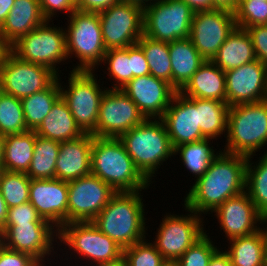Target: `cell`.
I'll return each mask as SVG.
<instances>
[{"label":"cell","instance_id":"1","mask_svg":"<svg viewBox=\"0 0 267 266\" xmlns=\"http://www.w3.org/2000/svg\"><path fill=\"white\" fill-rule=\"evenodd\" d=\"M247 161L248 157L219 151L191 186L184 205L198 215L212 213L227 199L245 192Z\"/></svg>","mask_w":267,"mask_h":266},{"label":"cell","instance_id":"2","mask_svg":"<svg viewBox=\"0 0 267 266\" xmlns=\"http://www.w3.org/2000/svg\"><path fill=\"white\" fill-rule=\"evenodd\" d=\"M141 191L117 192L92 223L123 249L146 238Z\"/></svg>","mask_w":267,"mask_h":266},{"label":"cell","instance_id":"3","mask_svg":"<svg viewBox=\"0 0 267 266\" xmlns=\"http://www.w3.org/2000/svg\"><path fill=\"white\" fill-rule=\"evenodd\" d=\"M91 174L116 192L148 189L150 182L140 173L118 138L95 137L91 148Z\"/></svg>","mask_w":267,"mask_h":266},{"label":"cell","instance_id":"4","mask_svg":"<svg viewBox=\"0 0 267 266\" xmlns=\"http://www.w3.org/2000/svg\"><path fill=\"white\" fill-rule=\"evenodd\" d=\"M118 139L137 169L150 183L159 165H163V162L175 155L167 129L161 119H146Z\"/></svg>","mask_w":267,"mask_h":266},{"label":"cell","instance_id":"5","mask_svg":"<svg viewBox=\"0 0 267 266\" xmlns=\"http://www.w3.org/2000/svg\"><path fill=\"white\" fill-rule=\"evenodd\" d=\"M223 152L255 156L267 145V100L229 106Z\"/></svg>","mask_w":267,"mask_h":266},{"label":"cell","instance_id":"6","mask_svg":"<svg viewBox=\"0 0 267 266\" xmlns=\"http://www.w3.org/2000/svg\"><path fill=\"white\" fill-rule=\"evenodd\" d=\"M68 21L66 49L68 59L75 55L79 60L73 71H94L106 53L98 12L75 10ZM96 66V67H95ZM95 68V69H94Z\"/></svg>","mask_w":267,"mask_h":266},{"label":"cell","instance_id":"7","mask_svg":"<svg viewBox=\"0 0 267 266\" xmlns=\"http://www.w3.org/2000/svg\"><path fill=\"white\" fill-rule=\"evenodd\" d=\"M93 73L95 72L72 70L67 90L62 87L60 92L80 129L96 137L99 108L107 88H100Z\"/></svg>","mask_w":267,"mask_h":266},{"label":"cell","instance_id":"8","mask_svg":"<svg viewBox=\"0 0 267 266\" xmlns=\"http://www.w3.org/2000/svg\"><path fill=\"white\" fill-rule=\"evenodd\" d=\"M49 22L22 36L10 51L22 61L50 68L60 76L56 65L68 59L65 29L52 27Z\"/></svg>","mask_w":267,"mask_h":266},{"label":"cell","instance_id":"9","mask_svg":"<svg viewBox=\"0 0 267 266\" xmlns=\"http://www.w3.org/2000/svg\"><path fill=\"white\" fill-rule=\"evenodd\" d=\"M194 10L180 0H156L143 7V35L172 42L190 36Z\"/></svg>","mask_w":267,"mask_h":266},{"label":"cell","instance_id":"10","mask_svg":"<svg viewBox=\"0 0 267 266\" xmlns=\"http://www.w3.org/2000/svg\"><path fill=\"white\" fill-rule=\"evenodd\" d=\"M60 243L69 246L73 253L80 254L85 260H94L96 265L113 263L123 256V248L100 231L92 221L70 222L58 231Z\"/></svg>","mask_w":267,"mask_h":266},{"label":"cell","instance_id":"11","mask_svg":"<svg viewBox=\"0 0 267 266\" xmlns=\"http://www.w3.org/2000/svg\"><path fill=\"white\" fill-rule=\"evenodd\" d=\"M98 14L106 50L132 46L143 35V7L138 4L119 1Z\"/></svg>","mask_w":267,"mask_h":266},{"label":"cell","instance_id":"12","mask_svg":"<svg viewBox=\"0 0 267 266\" xmlns=\"http://www.w3.org/2000/svg\"><path fill=\"white\" fill-rule=\"evenodd\" d=\"M58 75L50 68L22 61L10 50L0 64L3 93L23 99L48 88Z\"/></svg>","mask_w":267,"mask_h":266},{"label":"cell","instance_id":"13","mask_svg":"<svg viewBox=\"0 0 267 266\" xmlns=\"http://www.w3.org/2000/svg\"><path fill=\"white\" fill-rule=\"evenodd\" d=\"M184 207L190 213L188 216L166 214L157 230L153 244L166 261H177L206 233L201 215Z\"/></svg>","mask_w":267,"mask_h":266},{"label":"cell","instance_id":"14","mask_svg":"<svg viewBox=\"0 0 267 266\" xmlns=\"http://www.w3.org/2000/svg\"><path fill=\"white\" fill-rule=\"evenodd\" d=\"M145 120V116L125 92L107 88L99 108L96 137L119 138Z\"/></svg>","mask_w":267,"mask_h":266},{"label":"cell","instance_id":"15","mask_svg":"<svg viewBox=\"0 0 267 266\" xmlns=\"http://www.w3.org/2000/svg\"><path fill=\"white\" fill-rule=\"evenodd\" d=\"M116 193L92 174L68 182V223L92 221Z\"/></svg>","mask_w":267,"mask_h":266},{"label":"cell","instance_id":"16","mask_svg":"<svg viewBox=\"0 0 267 266\" xmlns=\"http://www.w3.org/2000/svg\"><path fill=\"white\" fill-rule=\"evenodd\" d=\"M235 27V17L231 12L216 9L196 11L189 38L201 57L212 61Z\"/></svg>","mask_w":267,"mask_h":266},{"label":"cell","instance_id":"17","mask_svg":"<svg viewBox=\"0 0 267 266\" xmlns=\"http://www.w3.org/2000/svg\"><path fill=\"white\" fill-rule=\"evenodd\" d=\"M57 231L50 223L5 224L0 231V243L8 249L30 254L43 266L45 257L54 253L52 245Z\"/></svg>","mask_w":267,"mask_h":266},{"label":"cell","instance_id":"18","mask_svg":"<svg viewBox=\"0 0 267 266\" xmlns=\"http://www.w3.org/2000/svg\"><path fill=\"white\" fill-rule=\"evenodd\" d=\"M225 81L229 106L267 100V67L259 60L226 71Z\"/></svg>","mask_w":267,"mask_h":266},{"label":"cell","instance_id":"19","mask_svg":"<svg viewBox=\"0 0 267 266\" xmlns=\"http://www.w3.org/2000/svg\"><path fill=\"white\" fill-rule=\"evenodd\" d=\"M68 182L31 179L29 202L38 215L59 230L68 223Z\"/></svg>","mask_w":267,"mask_h":266},{"label":"cell","instance_id":"20","mask_svg":"<svg viewBox=\"0 0 267 266\" xmlns=\"http://www.w3.org/2000/svg\"><path fill=\"white\" fill-rule=\"evenodd\" d=\"M146 119H161L177 90L151 74L135 77L121 89Z\"/></svg>","mask_w":267,"mask_h":266},{"label":"cell","instance_id":"21","mask_svg":"<svg viewBox=\"0 0 267 266\" xmlns=\"http://www.w3.org/2000/svg\"><path fill=\"white\" fill-rule=\"evenodd\" d=\"M161 120L164 122L172 147L206 139L198 125L197 98L174 95Z\"/></svg>","mask_w":267,"mask_h":266},{"label":"cell","instance_id":"22","mask_svg":"<svg viewBox=\"0 0 267 266\" xmlns=\"http://www.w3.org/2000/svg\"><path fill=\"white\" fill-rule=\"evenodd\" d=\"M214 213L228 240L259 231L261 214L246 192L227 199Z\"/></svg>","mask_w":267,"mask_h":266},{"label":"cell","instance_id":"23","mask_svg":"<svg viewBox=\"0 0 267 266\" xmlns=\"http://www.w3.org/2000/svg\"><path fill=\"white\" fill-rule=\"evenodd\" d=\"M94 136L85 133L79 138L60 143L56 161V178L65 182L91 174V148Z\"/></svg>","mask_w":267,"mask_h":266},{"label":"cell","instance_id":"24","mask_svg":"<svg viewBox=\"0 0 267 266\" xmlns=\"http://www.w3.org/2000/svg\"><path fill=\"white\" fill-rule=\"evenodd\" d=\"M45 21L38 0H15L6 20L0 26V35L10 48L22 36Z\"/></svg>","mask_w":267,"mask_h":266},{"label":"cell","instance_id":"25","mask_svg":"<svg viewBox=\"0 0 267 266\" xmlns=\"http://www.w3.org/2000/svg\"><path fill=\"white\" fill-rule=\"evenodd\" d=\"M179 92L186 97L226 102L225 72L205 61Z\"/></svg>","mask_w":267,"mask_h":266},{"label":"cell","instance_id":"26","mask_svg":"<svg viewBox=\"0 0 267 266\" xmlns=\"http://www.w3.org/2000/svg\"><path fill=\"white\" fill-rule=\"evenodd\" d=\"M172 86L180 91L205 62L190 38L169 42Z\"/></svg>","mask_w":267,"mask_h":266},{"label":"cell","instance_id":"27","mask_svg":"<svg viewBox=\"0 0 267 266\" xmlns=\"http://www.w3.org/2000/svg\"><path fill=\"white\" fill-rule=\"evenodd\" d=\"M38 136L56 142L79 138L85 133L76 124L66 102L60 97L52 106L49 114L35 130Z\"/></svg>","mask_w":267,"mask_h":266},{"label":"cell","instance_id":"28","mask_svg":"<svg viewBox=\"0 0 267 266\" xmlns=\"http://www.w3.org/2000/svg\"><path fill=\"white\" fill-rule=\"evenodd\" d=\"M254 60L257 58L249 34L246 29L236 26L221 45L212 62L226 72Z\"/></svg>","mask_w":267,"mask_h":266},{"label":"cell","instance_id":"29","mask_svg":"<svg viewBox=\"0 0 267 266\" xmlns=\"http://www.w3.org/2000/svg\"><path fill=\"white\" fill-rule=\"evenodd\" d=\"M35 131L5 135L3 165L9 172L27 173L34 153Z\"/></svg>","mask_w":267,"mask_h":266},{"label":"cell","instance_id":"30","mask_svg":"<svg viewBox=\"0 0 267 266\" xmlns=\"http://www.w3.org/2000/svg\"><path fill=\"white\" fill-rule=\"evenodd\" d=\"M60 77L45 90L21 99L27 130L35 131L61 97Z\"/></svg>","mask_w":267,"mask_h":266},{"label":"cell","instance_id":"31","mask_svg":"<svg viewBox=\"0 0 267 266\" xmlns=\"http://www.w3.org/2000/svg\"><path fill=\"white\" fill-rule=\"evenodd\" d=\"M230 241L229 255L232 266H267L263 239L259 231Z\"/></svg>","mask_w":267,"mask_h":266},{"label":"cell","instance_id":"32","mask_svg":"<svg viewBox=\"0 0 267 266\" xmlns=\"http://www.w3.org/2000/svg\"><path fill=\"white\" fill-rule=\"evenodd\" d=\"M198 125L206 139H217L227 132L229 105L227 102L197 98Z\"/></svg>","mask_w":267,"mask_h":266},{"label":"cell","instance_id":"33","mask_svg":"<svg viewBox=\"0 0 267 266\" xmlns=\"http://www.w3.org/2000/svg\"><path fill=\"white\" fill-rule=\"evenodd\" d=\"M60 143L36 134L33 158L26 173L30 179L56 178V161Z\"/></svg>","mask_w":267,"mask_h":266},{"label":"cell","instance_id":"34","mask_svg":"<svg viewBox=\"0 0 267 266\" xmlns=\"http://www.w3.org/2000/svg\"><path fill=\"white\" fill-rule=\"evenodd\" d=\"M211 140L202 139L177 146L174 149V154H180L183 165L194 174L196 180L208 170L210 164L219 155L218 152L214 153L213 146L210 147Z\"/></svg>","mask_w":267,"mask_h":266},{"label":"cell","instance_id":"35","mask_svg":"<svg viewBox=\"0 0 267 266\" xmlns=\"http://www.w3.org/2000/svg\"><path fill=\"white\" fill-rule=\"evenodd\" d=\"M264 153L255 165L253 156L248 157L245 182V192L261 215L267 213V150Z\"/></svg>","mask_w":267,"mask_h":266},{"label":"cell","instance_id":"36","mask_svg":"<svg viewBox=\"0 0 267 266\" xmlns=\"http://www.w3.org/2000/svg\"><path fill=\"white\" fill-rule=\"evenodd\" d=\"M137 44L142 48L150 74L172 85V68L169 42L157 41L142 35Z\"/></svg>","mask_w":267,"mask_h":266},{"label":"cell","instance_id":"37","mask_svg":"<svg viewBox=\"0 0 267 266\" xmlns=\"http://www.w3.org/2000/svg\"><path fill=\"white\" fill-rule=\"evenodd\" d=\"M28 131L21 99L2 92L0 95V134H20Z\"/></svg>","mask_w":267,"mask_h":266},{"label":"cell","instance_id":"38","mask_svg":"<svg viewBox=\"0 0 267 266\" xmlns=\"http://www.w3.org/2000/svg\"><path fill=\"white\" fill-rule=\"evenodd\" d=\"M102 62L108 63L107 70L109 77L113 78V88L122 89L125 85L133 79L132 73V58H129V46L126 48L107 50Z\"/></svg>","mask_w":267,"mask_h":266},{"label":"cell","instance_id":"39","mask_svg":"<svg viewBox=\"0 0 267 266\" xmlns=\"http://www.w3.org/2000/svg\"><path fill=\"white\" fill-rule=\"evenodd\" d=\"M30 180L26 173L7 171L4 174L0 192L8 208L29 202Z\"/></svg>","mask_w":267,"mask_h":266},{"label":"cell","instance_id":"40","mask_svg":"<svg viewBox=\"0 0 267 266\" xmlns=\"http://www.w3.org/2000/svg\"><path fill=\"white\" fill-rule=\"evenodd\" d=\"M145 240L123 249L126 266H161L166 261L156 246Z\"/></svg>","mask_w":267,"mask_h":266},{"label":"cell","instance_id":"41","mask_svg":"<svg viewBox=\"0 0 267 266\" xmlns=\"http://www.w3.org/2000/svg\"><path fill=\"white\" fill-rule=\"evenodd\" d=\"M234 17L236 26L243 29L267 25V1L241 0Z\"/></svg>","mask_w":267,"mask_h":266},{"label":"cell","instance_id":"42","mask_svg":"<svg viewBox=\"0 0 267 266\" xmlns=\"http://www.w3.org/2000/svg\"><path fill=\"white\" fill-rule=\"evenodd\" d=\"M217 250V246H214L213 241L205 233L183 253L176 263L178 266H208Z\"/></svg>","mask_w":267,"mask_h":266},{"label":"cell","instance_id":"43","mask_svg":"<svg viewBox=\"0 0 267 266\" xmlns=\"http://www.w3.org/2000/svg\"><path fill=\"white\" fill-rule=\"evenodd\" d=\"M49 223L42 219L30 202L8 208L6 224Z\"/></svg>","mask_w":267,"mask_h":266},{"label":"cell","instance_id":"44","mask_svg":"<svg viewBox=\"0 0 267 266\" xmlns=\"http://www.w3.org/2000/svg\"><path fill=\"white\" fill-rule=\"evenodd\" d=\"M0 266H42L25 252L14 251L0 243Z\"/></svg>","mask_w":267,"mask_h":266},{"label":"cell","instance_id":"45","mask_svg":"<svg viewBox=\"0 0 267 266\" xmlns=\"http://www.w3.org/2000/svg\"><path fill=\"white\" fill-rule=\"evenodd\" d=\"M251 38L257 60L267 67V25L246 28Z\"/></svg>","mask_w":267,"mask_h":266},{"label":"cell","instance_id":"46","mask_svg":"<svg viewBox=\"0 0 267 266\" xmlns=\"http://www.w3.org/2000/svg\"><path fill=\"white\" fill-rule=\"evenodd\" d=\"M41 8V12L46 20L51 21L56 15V12L65 11L71 15L75 10V5L71 2V0H38Z\"/></svg>","mask_w":267,"mask_h":266},{"label":"cell","instance_id":"47","mask_svg":"<svg viewBox=\"0 0 267 266\" xmlns=\"http://www.w3.org/2000/svg\"><path fill=\"white\" fill-rule=\"evenodd\" d=\"M129 58H132L133 78L150 74L145 54L137 43L129 46Z\"/></svg>","mask_w":267,"mask_h":266},{"label":"cell","instance_id":"48","mask_svg":"<svg viewBox=\"0 0 267 266\" xmlns=\"http://www.w3.org/2000/svg\"><path fill=\"white\" fill-rule=\"evenodd\" d=\"M120 0H80L76 5V10L83 12H99L107 9Z\"/></svg>","mask_w":267,"mask_h":266},{"label":"cell","instance_id":"49","mask_svg":"<svg viewBox=\"0 0 267 266\" xmlns=\"http://www.w3.org/2000/svg\"><path fill=\"white\" fill-rule=\"evenodd\" d=\"M241 0H212V10H225L235 13Z\"/></svg>","mask_w":267,"mask_h":266},{"label":"cell","instance_id":"50","mask_svg":"<svg viewBox=\"0 0 267 266\" xmlns=\"http://www.w3.org/2000/svg\"><path fill=\"white\" fill-rule=\"evenodd\" d=\"M208 266H232L229 255L226 251H220L219 249L211 257Z\"/></svg>","mask_w":267,"mask_h":266},{"label":"cell","instance_id":"51","mask_svg":"<svg viewBox=\"0 0 267 266\" xmlns=\"http://www.w3.org/2000/svg\"><path fill=\"white\" fill-rule=\"evenodd\" d=\"M190 6L194 12L212 10V0H180Z\"/></svg>","mask_w":267,"mask_h":266},{"label":"cell","instance_id":"52","mask_svg":"<svg viewBox=\"0 0 267 266\" xmlns=\"http://www.w3.org/2000/svg\"><path fill=\"white\" fill-rule=\"evenodd\" d=\"M15 0H0V26L6 20L7 15L14 5Z\"/></svg>","mask_w":267,"mask_h":266},{"label":"cell","instance_id":"53","mask_svg":"<svg viewBox=\"0 0 267 266\" xmlns=\"http://www.w3.org/2000/svg\"><path fill=\"white\" fill-rule=\"evenodd\" d=\"M8 218V207L0 192V231L5 227Z\"/></svg>","mask_w":267,"mask_h":266},{"label":"cell","instance_id":"54","mask_svg":"<svg viewBox=\"0 0 267 266\" xmlns=\"http://www.w3.org/2000/svg\"><path fill=\"white\" fill-rule=\"evenodd\" d=\"M267 223V213L265 214H262L260 216V223L263 226V224H266ZM259 232L262 236V239H263V244H264V249H265V255H266V258H267V224H266V229L265 228H260L259 226Z\"/></svg>","mask_w":267,"mask_h":266},{"label":"cell","instance_id":"55","mask_svg":"<svg viewBox=\"0 0 267 266\" xmlns=\"http://www.w3.org/2000/svg\"><path fill=\"white\" fill-rule=\"evenodd\" d=\"M10 50V48L4 43L0 35V64L5 56V54Z\"/></svg>","mask_w":267,"mask_h":266},{"label":"cell","instance_id":"56","mask_svg":"<svg viewBox=\"0 0 267 266\" xmlns=\"http://www.w3.org/2000/svg\"><path fill=\"white\" fill-rule=\"evenodd\" d=\"M120 1L121 2L134 3V4H138V5L142 6V7H145L146 5H149L150 3H153L156 0H120Z\"/></svg>","mask_w":267,"mask_h":266},{"label":"cell","instance_id":"57","mask_svg":"<svg viewBox=\"0 0 267 266\" xmlns=\"http://www.w3.org/2000/svg\"><path fill=\"white\" fill-rule=\"evenodd\" d=\"M4 139L5 136L0 134V164H2L4 160Z\"/></svg>","mask_w":267,"mask_h":266},{"label":"cell","instance_id":"58","mask_svg":"<svg viewBox=\"0 0 267 266\" xmlns=\"http://www.w3.org/2000/svg\"><path fill=\"white\" fill-rule=\"evenodd\" d=\"M96 266H126L125 264V261L122 259L116 261V262H113V263H105V264H99V265H96Z\"/></svg>","mask_w":267,"mask_h":266},{"label":"cell","instance_id":"59","mask_svg":"<svg viewBox=\"0 0 267 266\" xmlns=\"http://www.w3.org/2000/svg\"><path fill=\"white\" fill-rule=\"evenodd\" d=\"M6 172H7L6 167L3 164H0V182Z\"/></svg>","mask_w":267,"mask_h":266},{"label":"cell","instance_id":"60","mask_svg":"<svg viewBox=\"0 0 267 266\" xmlns=\"http://www.w3.org/2000/svg\"><path fill=\"white\" fill-rule=\"evenodd\" d=\"M161 266H178L176 261H165Z\"/></svg>","mask_w":267,"mask_h":266},{"label":"cell","instance_id":"61","mask_svg":"<svg viewBox=\"0 0 267 266\" xmlns=\"http://www.w3.org/2000/svg\"><path fill=\"white\" fill-rule=\"evenodd\" d=\"M80 0H71V2L76 5Z\"/></svg>","mask_w":267,"mask_h":266},{"label":"cell","instance_id":"62","mask_svg":"<svg viewBox=\"0 0 267 266\" xmlns=\"http://www.w3.org/2000/svg\"><path fill=\"white\" fill-rule=\"evenodd\" d=\"M3 90H2V87H1V82H0V95L2 94Z\"/></svg>","mask_w":267,"mask_h":266}]
</instances>
